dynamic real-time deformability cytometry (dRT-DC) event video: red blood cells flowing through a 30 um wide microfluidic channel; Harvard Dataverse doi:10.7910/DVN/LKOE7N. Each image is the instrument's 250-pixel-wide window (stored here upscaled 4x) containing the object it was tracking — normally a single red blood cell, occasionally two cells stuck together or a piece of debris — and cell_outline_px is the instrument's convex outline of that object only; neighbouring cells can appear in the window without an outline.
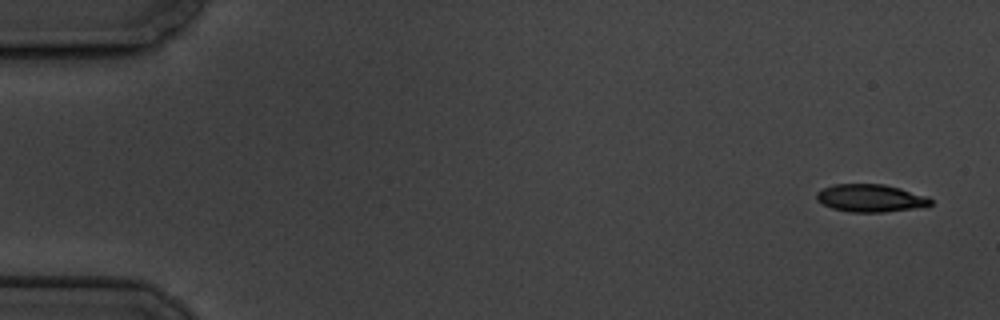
{"species": "common noctule bat (a hibernating species)", "species_latin": "Nyctalus noctula", "temperature_condition": "cold", "stored_images_in_passage": 8, "camera_frame_rate_fps": 3000, "um_per_image_px": 0.085, "animal": {"sex": "male", "body_mass_g": 19.5, "forearm_length_mm": 54.6}, "frame": {"image": 1, "passage_image": 1, "time_ms": 0.0, "image_size_px": [1000, 320], "cell_outline_px": [[932, 204], [924, 208], [884, 212], [848, 212], [832, 208], [816, 200], [816, 192], [832, 184], [884, 184], [900, 188], [928, 196], [932, 200]], "centroid_in_image_um": [74.04, 16.85], "position_along_channel_um": 11.0, "area_um2": 18.67}}
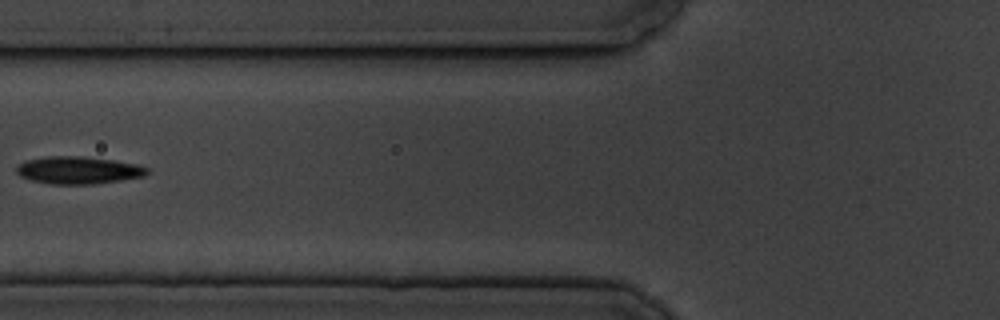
{"frame": {"image": 2, "passage_image": 7, "time_ms": 7.0, "image_size_px": [1000, 320], "cell_outline_px": [[148, 172], [144, 176], [120, 180], [92, 184], [52, 184], [32, 180], [20, 176], [16, 172], [16, 168], [20, 164], [28, 160], [44, 156], [80, 156], [112, 160], [136, 164], [148, 168]], "centroid_in_image_um": [6.64, 14.46], "position_along_channel_um": 119.2, "area_um2": 20.63}}
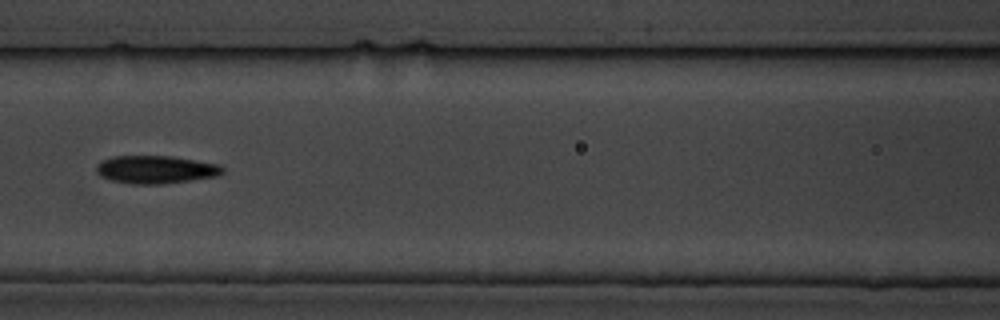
{"frame": {"image": 3, "passage_image": 8, "time_ms": 8.0, "image_size_px": [1000, 320], "cell_outline_px": [[224, 172], [220, 176], [160, 184], [132, 184], [112, 180], [100, 176], [96, 172], [96, 164], [100, 160], [112, 156], [172, 156], [220, 164], [224, 168]], "centroid_in_image_um": [13.24, 14.4], "position_along_channel_um": 153.4, "area_um2": 20.75}}